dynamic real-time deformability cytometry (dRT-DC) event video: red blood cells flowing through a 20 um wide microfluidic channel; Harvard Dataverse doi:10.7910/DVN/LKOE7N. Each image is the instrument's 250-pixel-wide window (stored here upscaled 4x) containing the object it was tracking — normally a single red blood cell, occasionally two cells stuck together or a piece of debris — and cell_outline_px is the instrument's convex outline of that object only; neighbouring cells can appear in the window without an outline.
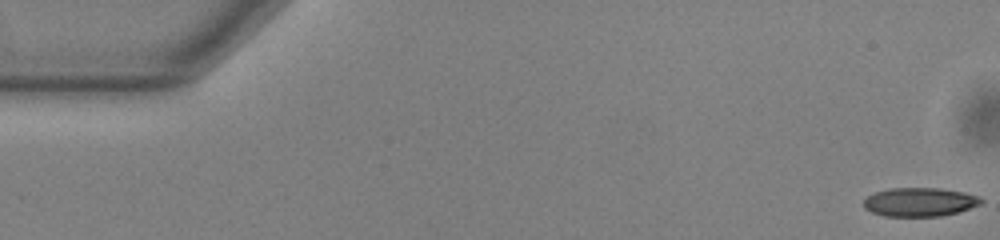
{"species": "common noctule bat (a hibernating species)", "species_latin": "Nyctalus noctula", "temperature_condition": "warm", "stored_images_in_passage": 54, "camera_frame_rate_fps": 3000, "um_per_image_px": 0.085, "animal": {"sex": "male", "body_mass_g": 13.0, "forearm_length_mm": 53.1}, "frame": {"image": 1, "passage_image": 1, "time_ms": 0.0, "image_size_px": [1000, 240], "cell_outline_px": [[984, 204], [956, 212], [940, 216], [884, 216], [872, 212], [864, 208], [864, 200], [868, 196], [876, 192], [888, 188], [940, 188], [964, 192], [980, 196], [984, 200]], "centroid_in_image_um": [78.21, 17.16], "position_along_channel_um": 6.8, "area_um2": 19.77}}
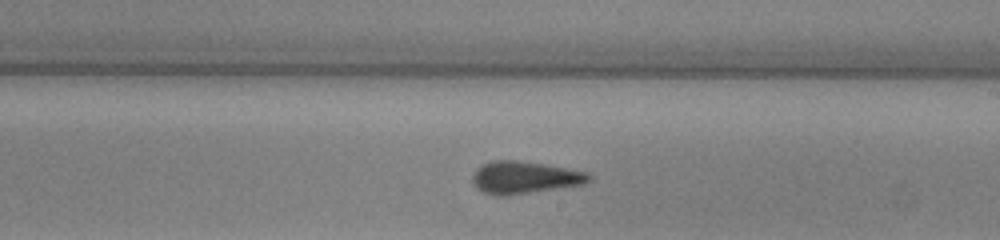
{"frame": {"image": 2, "passage_image": 31, "time_ms": 10.0, "image_size_px": [1000, 240], "cell_outline_px": [[592, 180], [584, 184], [504, 196], [496, 196], [484, 192], [476, 188], [472, 180], [472, 172], [480, 164], [492, 160], [516, 160], [544, 164], [584, 172], [592, 176]], "centroid_in_image_um": [44.52, 15.08], "position_along_channel_um": 244.5, "area_um2": 21.91}}
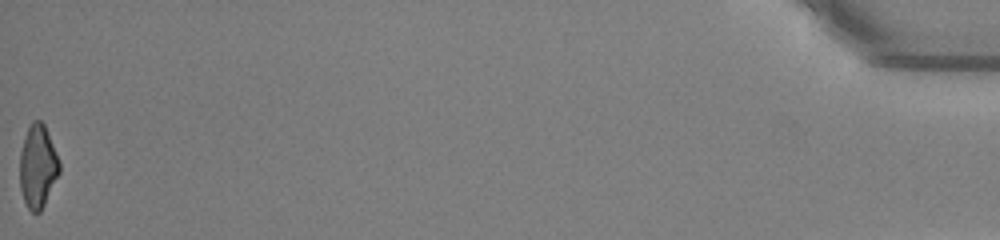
{"frame": {"image": 3, "passage_image": 54, "time_ms": 17.667, "image_size_px": [1000, 240], "cell_outline_px": [[60, 172], [40, 212], [32, 212], [28, 208], [24, 200], [20, 188], [20, 152], [28, 128], [32, 120], [40, 120], [44, 124], [60, 160]], "centroid_in_image_um": [3.22, 14.13], "position_along_channel_um": 432.0, "area_um2": 19.02}, "authors_computed_cell_mechanics": {"area_um2": 20.6924, "velocity_mm_per_s": 3.8333, "shape_relaxation_time_tau1_ms": 6.7091, "shape_relaxation_time_tau2_ms": 2.3341, "deformation_change_tau1": 0.199, "deformation_change_tau2": 0.097}}